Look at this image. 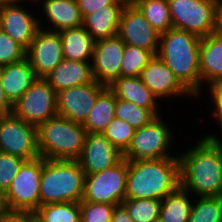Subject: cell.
I'll return each instance as SVG.
<instances>
[{
	"mask_svg": "<svg viewBox=\"0 0 222 222\" xmlns=\"http://www.w3.org/2000/svg\"><path fill=\"white\" fill-rule=\"evenodd\" d=\"M180 187L193 196H222V142L216 135L200 139L190 150L178 155Z\"/></svg>",
	"mask_w": 222,
	"mask_h": 222,
	"instance_id": "6da1fadb",
	"label": "cell"
},
{
	"mask_svg": "<svg viewBox=\"0 0 222 222\" xmlns=\"http://www.w3.org/2000/svg\"><path fill=\"white\" fill-rule=\"evenodd\" d=\"M180 187L179 157L128 160L126 196L162 201Z\"/></svg>",
	"mask_w": 222,
	"mask_h": 222,
	"instance_id": "7a4b0ae2",
	"label": "cell"
},
{
	"mask_svg": "<svg viewBox=\"0 0 222 222\" xmlns=\"http://www.w3.org/2000/svg\"><path fill=\"white\" fill-rule=\"evenodd\" d=\"M201 38L184 30L171 28L160 34L157 56L193 94L200 95L199 71Z\"/></svg>",
	"mask_w": 222,
	"mask_h": 222,
	"instance_id": "3957f363",
	"label": "cell"
},
{
	"mask_svg": "<svg viewBox=\"0 0 222 222\" xmlns=\"http://www.w3.org/2000/svg\"><path fill=\"white\" fill-rule=\"evenodd\" d=\"M86 134L83 124L56 115L37 127L39 155L50 160H77Z\"/></svg>",
	"mask_w": 222,
	"mask_h": 222,
	"instance_id": "277c9868",
	"label": "cell"
},
{
	"mask_svg": "<svg viewBox=\"0 0 222 222\" xmlns=\"http://www.w3.org/2000/svg\"><path fill=\"white\" fill-rule=\"evenodd\" d=\"M84 171L77 160L43 158L40 205L80 202L84 194Z\"/></svg>",
	"mask_w": 222,
	"mask_h": 222,
	"instance_id": "5b68a950",
	"label": "cell"
},
{
	"mask_svg": "<svg viewBox=\"0 0 222 222\" xmlns=\"http://www.w3.org/2000/svg\"><path fill=\"white\" fill-rule=\"evenodd\" d=\"M173 28L199 38L215 32L217 0H167Z\"/></svg>",
	"mask_w": 222,
	"mask_h": 222,
	"instance_id": "8992f818",
	"label": "cell"
},
{
	"mask_svg": "<svg viewBox=\"0 0 222 222\" xmlns=\"http://www.w3.org/2000/svg\"><path fill=\"white\" fill-rule=\"evenodd\" d=\"M128 160L101 172L85 174L84 194L81 201L119 205L126 196Z\"/></svg>",
	"mask_w": 222,
	"mask_h": 222,
	"instance_id": "52a82bcc",
	"label": "cell"
},
{
	"mask_svg": "<svg viewBox=\"0 0 222 222\" xmlns=\"http://www.w3.org/2000/svg\"><path fill=\"white\" fill-rule=\"evenodd\" d=\"M41 156L25 160L6 191L10 210L34 212L40 206Z\"/></svg>",
	"mask_w": 222,
	"mask_h": 222,
	"instance_id": "ba28073f",
	"label": "cell"
},
{
	"mask_svg": "<svg viewBox=\"0 0 222 222\" xmlns=\"http://www.w3.org/2000/svg\"><path fill=\"white\" fill-rule=\"evenodd\" d=\"M12 114L38 127L58 115L57 93L44 78H36L29 89L13 104Z\"/></svg>",
	"mask_w": 222,
	"mask_h": 222,
	"instance_id": "9c48e42d",
	"label": "cell"
},
{
	"mask_svg": "<svg viewBox=\"0 0 222 222\" xmlns=\"http://www.w3.org/2000/svg\"><path fill=\"white\" fill-rule=\"evenodd\" d=\"M160 116L150 123L135 129L134 136L128 149L123 153L127 160H149L175 157L170 155L172 132Z\"/></svg>",
	"mask_w": 222,
	"mask_h": 222,
	"instance_id": "30bf717a",
	"label": "cell"
},
{
	"mask_svg": "<svg viewBox=\"0 0 222 222\" xmlns=\"http://www.w3.org/2000/svg\"><path fill=\"white\" fill-rule=\"evenodd\" d=\"M0 151L24 160L39 157L37 127L13 114L0 116Z\"/></svg>",
	"mask_w": 222,
	"mask_h": 222,
	"instance_id": "8fae6325",
	"label": "cell"
},
{
	"mask_svg": "<svg viewBox=\"0 0 222 222\" xmlns=\"http://www.w3.org/2000/svg\"><path fill=\"white\" fill-rule=\"evenodd\" d=\"M108 86L97 82L77 85L57 93V113L59 116L84 124L98 96Z\"/></svg>",
	"mask_w": 222,
	"mask_h": 222,
	"instance_id": "7c38bea8",
	"label": "cell"
},
{
	"mask_svg": "<svg viewBox=\"0 0 222 222\" xmlns=\"http://www.w3.org/2000/svg\"><path fill=\"white\" fill-rule=\"evenodd\" d=\"M117 35L125 44L148 50L154 56L157 55L160 34L133 3L124 6Z\"/></svg>",
	"mask_w": 222,
	"mask_h": 222,
	"instance_id": "4fadbf2b",
	"label": "cell"
},
{
	"mask_svg": "<svg viewBox=\"0 0 222 222\" xmlns=\"http://www.w3.org/2000/svg\"><path fill=\"white\" fill-rule=\"evenodd\" d=\"M26 57L37 78H45L63 60L62 39L59 32L40 28L29 48Z\"/></svg>",
	"mask_w": 222,
	"mask_h": 222,
	"instance_id": "5bb4252c",
	"label": "cell"
},
{
	"mask_svg": "<svg viewBox=\"0 0 222 222\" xmlns=\"http://www.w3.org/2000/svg\"><path fill=\"white\" fill-rule=\"evenodd\" d=\"M124 46L118 35L95 41L91 63L94 80L109 86L120 77Z\"/></svg>",
	"mask_w": 222,
	"mask_h": 222,
	"instance_id": "9a60e30c",
	"label": "cell"
},
{
	"mask_svg": "<svg viewBox=\"0 0 222 222\" xmlns=\"http://www.w3.org/2000/svg\"><path fill=\"white\" fill-rule=\"evenodd\" d=\"M122 159L123 153L102 133H87L77 161L84 174H94L116 165Z\"/></svg>",
	"mask_w": 222,
	"mask_h": 222,
	"instance_id": "2e32d148",
	"label": "cell"
},
{
	"mask_svg": "<svg viewBox=\"0 0 222 222\" xmlns=\"http://www.w3.org/2000/svg\"><path fill=\"white\" fill-rule=\"evenodd\" d=\"M19 4L0 7V29L27 50L43 24Z\"/></svg>",
	"mask_w": 222,
	"mask_h": 222,
	"instance_id": "e0dca14e",
	"label": "cell"
},
{
	"mask_svg": "<svg viewBox=\"0 0 222 222\" xmlns=\"http://www.w3.org/2000/svg\"><path fill=\"white\" fill-rule=\"evenodd\" d=\"M143 84L159 99L193 95L175 76L172 70L155 55L142 70Z\"/></svg>",
	"mask_w": 222,
	"mask_h": 222,
	"instance_id": "ac0fdd59",
	"label": "cell"
},
{
	"mask_svg": "<svg viewBox=\"0 0 222 222\" xmlns=\"http://www.w3.org/2000/svg\"><path fill=\"white\" fill-rule=\"evenodd\" d=\"M36 78L27 57L1 67V85L12 105L29 89Z\"/></svg>",
	"mask_w": 222,
	"mask_h": 222,
	"instance_id": "d6986e66",
	"label": "cell"
},
{
	"mask_svg": "<svg viewBox=\"0 0 222 222\" xmlns=\"http://www.w3.org/2000/svg\"><path fill=\"white\" fill-rule=\"evenodd\" d=\"M56 93L94 81L91 63L64 59L44 78Z\"/></svg>",
	"mask_w": 222,
	"mask_h": 222,
	"instance_id": "ffe728a7",
	"label": "cell"
},
{
	"mask_svg": "<svg viewBox=\"0 0 222 222\" xmlns=\"http://www.w3.org/2000/svg\"><path fill=\"white\" fill-rule=\"evenodd\" d=\"M108 88L115 94L116 98L147 108L159 116L156 102L158 98L143 84L140 76L119 77Z\"/></svg>",
	"mask_w": 222,
	"mask_h": 222,
	"instance_id": "44dd1931",
	"label": "cell"
},
{
	"mask_svg": "<svg viewBox=\"0 0 222 222\" xmlns=\"http://www.w3.org/2000/svg\"><path fill=\"white\" fill-rule=\"evenodd\" d=\"M42 7L45 18L53 26V30L49 28V31L83 26V16L76 0H44Z\"/></svg>",
	"mask_w": 222,
	"mask_h": 222,
	"instance_id": "7402d4cb",
	"label": "cell"
},
{
	"mask_svg": "<svg viewBox=\"0 0 222 222\" xmlns=\"http://www.w3.org/2000/svg\"><path fill=\"white\" fill-rule=\"evenodd\" d=\"M125 5H110L83 18V27L96 41L118 34L120 16Z\"/></svg>",
	"mask_w": 222,
	"mask_h": 222,
	"instance_id": "603a6c76",
	"label": "cell"
},
{
	"mask_svg": "<svg viewBox=\"0 0 222 222\" xmlns=\"http://www.w3.org/2000/svg\"><path fill=\"white\" fill-rule=\"evenodd\" d=\"M199 71L201 82L222 77V36L211 33L201 38Z\"/></svg>",
	"mask_w": 222,
	"mask_h": 222,
	"instance_id": "cb8c5ba5",
	"label": "cell"
},
{
	"mask_svg": "<svg viewBox=\"0 0 222 222\" xmlns=\"http://www.w3.org/2000/svg\"><path fill=\"white\" fill-rule=\"evenodd\" d=\"M59 34L62 39L64 59L78 62H90V59L92 61L95 40L83 26L64 29L59 31Z\"/></svg>",
	"mask_w": 222,
	"mask_h": 222,
	"instance_id": "d4e9b609",
	"label": "cell"
},
{
	"mask_svg": "<svg viewBox=\"0 0 222 222\" xmlns=\"http://www.w3.org/2000/svg\"><path fill=\"white\" fill-rule=\"evenodd\" d=\"M116 96L107 87L97 98L87 120L83 124L87 133H103L115 117Z\"/></svg>",
	"mask_w": 222,
	"mask_h": 222,
	"instance_id": "484cf974",
	"label": "cell"
},
{
	"mask_svg": "<svg viewBox=\"0 0 222 222\" xmlns=\"http://www.w3.org/2000/svg\"><path fill=\"white\" fill-rule=\"evenodd\" d=\"M189 192L179 187L175 192L167 195L159 210V219L164 222H188L192 210Z\"/></svg>",
	"mask_w": 222,
	"mask_h": 222,
	"instance_id": "4316f807",
	"label": "cell"
},
{
	"mask_svg": "<svg viewBox=\"0 0 222 222\" xmlns=\"http://www.w3.org/2000/svg\"><path fill=\"white\" fill-rule=\"evenodd\" d=\"M33 214L35 222H80V202L40 205Z\"/></svg>",
	"mask_w": 222,
	"mask_h": 222,
	"instance_id": "83f0119b",
	"label": "cell"
},
{
	"mask_svg": "<svg viewBox=\"0 0 222 222\" xmlns=\"http://www.w3.org/2000/svg\"><path fill=\"white\" fill-rule=\"evenodd\" d=\"M133 4L159 34L173 28L167 0H136Z\"/></svg>",
	"mask_w": 222,
	"mask_h": 222,
	"instance_id": "f1b7e54d",
	"label": "cell"
},
{
	"mask_svg": "<svg viewBox=\"0 0 222 222\" xmlns=\"http://www.w3.org/2000/svg\"><path fill=\"white\" fill-rule=\"evenodd\" d=\"M153 57L154 55L148 50L125 44L120 77L140 76L144 67Z\"/></svg>",
	"mask_w": 222,
	"mask_h": 222,
	"instance_id": "f546056e",
	"label": "cell"
},
{
	"mask_svg": "<svg viewBox=\"0 0 222 222\" xmlns=\"http://www.w3.org/2000/svg\"><path fill=\"white\" fill-rule=\"evenodd\" d=\"M115 117L138 129L150 123L157 116L147 108L116 98Z\"/></svg>",
	"mask_w": 222,
	"mask_h": 222,
	"instance_id": "4dcf8cb0",
	"label": "cell"
},
{
	"mask_svg": "<svg viewBox=\"0 0 222 222\" xmlns=\"http://www.w3.org/2000/svg\"><path fill=\"white\" fill-rule=\"evenodd\" d=\"M121 205L133 222H154L159 218L161 201L149 198H125Z\"/></svg>",
	"mask_w": 222,
	"mask_h": 222,
	"instance_id": "1f68e13d",
	"label": "cell"
},
{
	"mask_svg": "<svg viewBox=\"0 0 222 222\" xmlns=\"http://www.w3.org/2000/svg\"><path fill=\"white\" fill-rule=\"evenodd\" d=\"M199 198L192 203L188 222H222V196Z\"/></svg>",
	"mask_w": 222,
	"mask_h": 222,
	"instance_id": "d6a6232c",
	"label": "cell"
},
{
	"mask_svg": "<svg viewBox=\"0 0 222 222\" xmlns=\"http://www.w3.org/2000/svg\"><path fill=\"white\" fill-rule=\"evenodd\" d=\"M135 128L125 121L116 117L108 124L103 131V135L122 153H124L131 144Z\"/></svg>",
	"mask_w": 222,
	"mask_h": 222,
	"instance_id": "836d02e7",
	"label": "cell"
},
{
	"mask_svg": "<svg viewBox=\"0 0 222 222\" xmlns=\"http://www.w3.org/2000/svg\"><path fill=\"white\" fill-rule=\"evenodd\" d=\"M115 206L80 201V222H111Z\"/></svg>",
	"mask_w": 222,
	"mask_h": 222,
	"instance_id": "e575fe53",
	"label": "cell"
},
{
	"mask_svg": "<svg viewBox=\"0 0 222 222\" xmlns=\"http://www.w3.org/2000/svg\"><path fill=\"white\" fill-rule=\"evenodd\" d=\"M24 161L23 158L0 151V188L5 192Z\"/></svg>",
	"mask_w": 222,
	"mask_h": 222,
	"instance_id": "d590c367",
	"label": "cell"
},
{
	"mask_svg": "<svg viewBox=\"0 0 222 222\" xmlns=\"http://www.w3.org/2000/svg\"><path fill=\"white\" fill-rule=\"evenodd\" d=\"M26 57V50L0 29V67Z\"/></svg>",
	"mask_w": 222,
	"mask_h": 222,
	"instance_id": "8d00e7d4",
	"label": "cell"
},
{
	"mask_svg": "<svg viewBox=\"0 0 222 222\" xmlns=\"http://www.w3.org/2000/svg\"><path fill=\"white\" fill-rule=\"evenodd\" d=\"M83 18L110 5H126L122 0H76Z\"/></svg>",
	"mask_w": 222,
	"mask_h": 222,
	"instance_id": "74e56055",
	"label": "cell"
},
{
	"mask_svg": "<svg viewBox=\"0 0 222 222\" xmlns=\"http://www.w3.org/2000/svg\"><path fill=\"white\" fill-rule=\"evenodd\" d=\"M210 94H212V101H214L215 107L213 110V117H217V121L222 129V77L214 79L209 83Z\"/></svg>",
	"mask_w": 222,
	"mask_h": 222,
	"instance_id": "f35d334b",
	"label": "cell"
},
{
	"mask_svg": "<svg viewBox=\"0 0 222 222\" xmlns=\"http://www.w3.org/2000/svg\"><path fill=\"white\" fill-rule=\"evenodd\" d=\"M0 222H35V218L29 211L9 210L0 215Z\"/></svg>",
	"mask_w": 222,
	"mask_h": 222,
	"instance_id": "ab89813d",
	"label": "cell"
},
{
	"mask_svg": "<svg viewBox=\"0 0 222 222\" xmlns=\"http://www.w3.org/2000/svg\"><path fill=\"white\" fill-rule=\"evenodd\" d=\"M13 105L7 99L1 85V67H0V116L12 114Z\"/></svg>",
	"mask_w": 222,
	"mask_h": 222,
	"instance_id": "60d3db41",
	"label": "cell"
},
{
	"mask_svg": "<svg viewBox=\"0 0 222 222\" xmlns=\"http://www.w3.org/2000/svg\"><path fill=\"white\" fill-rule=\"evenodd\" d=\"M111 222H133L126 209L121 205H116L112 214Z\"/></svg>",
	"mask_w": 222,
	"mask_h": 222,
	"instance_id": "b9f144b4",
	"label": "cell"
},
{
	"mask_svg": "<svg viewBox=\"0 0 222 222\" xmlns=\"http://www.w3.org/2000/svg\"><path fill=\"white\" fill-rule=\"evenodd\" d=\"M215 33L222 36V0H217Z\"/></svg>",
	"mask_w": 222,
	"mask_h": 222,
	"instance_id": "7bdbcfd3",
	"label": "cell"
},
{
	"mask_svg": "<svg viewBox=\"0 0 222 222\" xmlns=\"http://www.w3.org/2000/svg\"><path fill=\"white\" fill-rule=\"evenodd\" d=\"M9 210L10 208L7 203L6 192L0 188V215Z\"/></svg>",
	"mask_w": 222,
	"mask_h": 222,
	"instance_id": "ee69618b",
	"label": "cell"
},
{
	"mask_svg": "<svg viewBox=\"0 0 222 222\" xmlns=\"http://www.w3.org/2000/svg\"><path fill=\"white\" fill-rule=\"evenodd\" d=\"M21 0H0V7H3L5 5H9V4H14L17 2H20ZM25 0H22L21 2H23Z\"/></svg>",
	"mask_w": 222,
	"mask_h": 222,
	"instance_id": "f6af8a7d",
	"label": "cell"
},
{
	"mask_svg": "<svg viewBox=\"0 0 222 222\" xmlns=\"http://www.w3.org/2000/svg\"><path fill=\"white\" fill-rule=\"evenodd\" d=\"M124 1L126 4H132L134 3L136 0H122Z\"/></svg>",
	"mask_w": 222,
	"mask_h": 222,
	"instance_id": "bcb514c9",
	"label": "cell"
},
{
	"mask_svg": "<svg viewBox=\"0 0 222 222\" xmlns=\"http://www.w3.org/2000/svg\"><path fill=\"white\" fill-rule=\"evenodd\" d=\"M154 222H164V221H162V220H160L159 218L156 220V221H154Z\"/></svg>",
	"mask_w": 222,
	"mask_h": 222,
	"instance_id": "7dc6e473",
	"label": "cell"
}]
</instances>
